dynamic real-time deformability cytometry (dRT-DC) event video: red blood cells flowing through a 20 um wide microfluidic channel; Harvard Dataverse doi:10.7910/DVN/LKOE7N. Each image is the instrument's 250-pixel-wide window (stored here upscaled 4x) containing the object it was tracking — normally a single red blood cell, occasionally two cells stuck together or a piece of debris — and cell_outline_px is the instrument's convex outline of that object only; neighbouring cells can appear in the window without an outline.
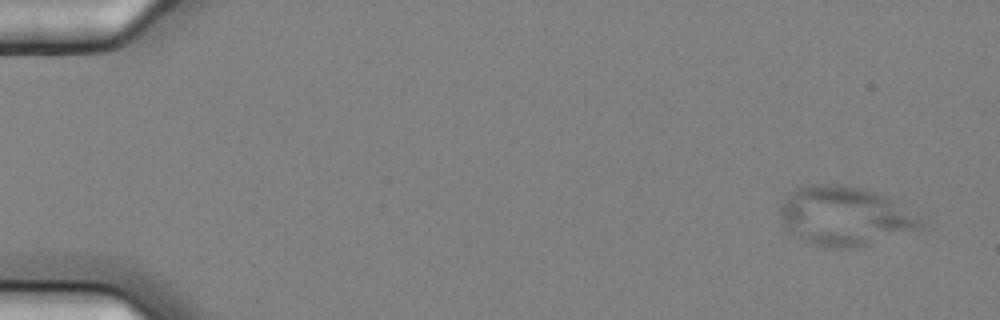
{"species": "common noctule bat (a hibernating species)", "species_latin": "Nyctalus noctula", "temperature_condition": "cold", "stored_images_in_passage": 6, "camera_frame_rate_fps": 3000, "um_per_image_px": 0.085, "animal": {"sex": "female", "body_mass_g": 25.1}, "frame": {"image": 1, "passage_image": 1, "time_ms": 0.0, "image_size_px": [1000, 320], "cell_outline_px": [[920, 228], [868, 244], [848, 248], [836, 248], [812, 244], [796, 236], [784, 224], [780, 216], [780, 204], [796, 188], [808, 184], [840, 184], [860, 188], [876, 192], [884, 196], [920, 220]], "centroid_in_image_um": [71.7, 18.35], "position_along_channel_um": 13.3, "area_um2": 46.93}}